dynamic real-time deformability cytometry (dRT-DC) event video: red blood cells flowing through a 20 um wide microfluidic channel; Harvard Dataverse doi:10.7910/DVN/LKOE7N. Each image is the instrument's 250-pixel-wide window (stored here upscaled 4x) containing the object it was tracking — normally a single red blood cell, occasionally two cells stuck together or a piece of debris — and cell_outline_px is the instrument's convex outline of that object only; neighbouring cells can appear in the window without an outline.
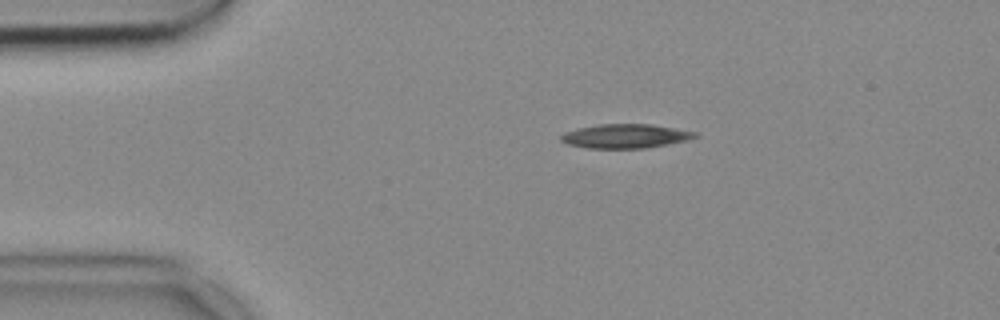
{"species": "common noctule bat (a hibernating species)", "species_latin": "Nyctalus noctula", "temperature_condition": "cold", "stored_images_in_passage": 44, "camera_frame_rate_fps": 3000, "um_per_image_px": 0.085, "animal": {"sex": "female", "body_mass_g": 18.4}, "frame": {"image": 1, "passage_image": 1, "time_ms": 0.0, "image_size_px": [1000, 320], "cell_outline_px": [[700, 136], [688, 140], [668, 144], [644, 148], [588, 148], [568, 144], [560, 140], [560, 136], [564, 132], [580, 128], [600, 124], [652, 124], [700, 132]], "centroid_in_image_um": [53.23, 11.56], "position_along_channel_um": 31.8, "area_um2": 18.9}}
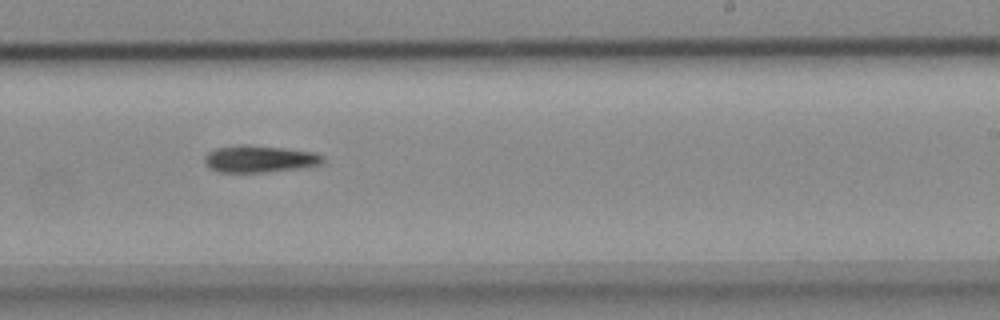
{"frame": {"image": 2, "passage_image": 23, "time_ms": 7.333, "image_size_px": [1000, 320], "cell_outline_px": [[324, 164], [304, 168], [264, 172], [220, 172], [208, 168], [204, 160], [204, 156], [208, 152], [216, 148], [284, 148], [316, 152], [324, 156]], "centroid_in_image_um": [22.16, 13.57], "position_along_channel_um": 266.8, "area_um2": 17.86}}
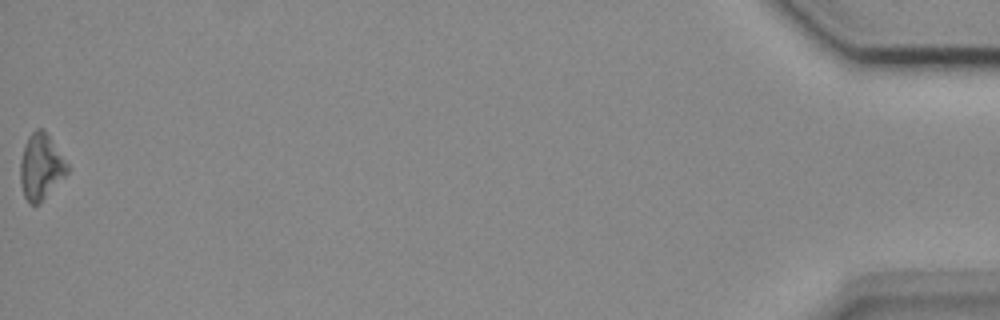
{"frame": {"image": 3, "passage_image": 44, "time_ms": 14.333, "image_size_px": [1000, 320], "cell_outline_px": [[68, 172], [40, 204], [28, 204], [24, 196], [20, 184], [20, 160], [28, 136], [36, 128], [44, 128], [68, 164]], "centroid_in_image_um": [3.46, 14.18], "position_along_channel_um": 431.7, "area_um2": 18.09}}